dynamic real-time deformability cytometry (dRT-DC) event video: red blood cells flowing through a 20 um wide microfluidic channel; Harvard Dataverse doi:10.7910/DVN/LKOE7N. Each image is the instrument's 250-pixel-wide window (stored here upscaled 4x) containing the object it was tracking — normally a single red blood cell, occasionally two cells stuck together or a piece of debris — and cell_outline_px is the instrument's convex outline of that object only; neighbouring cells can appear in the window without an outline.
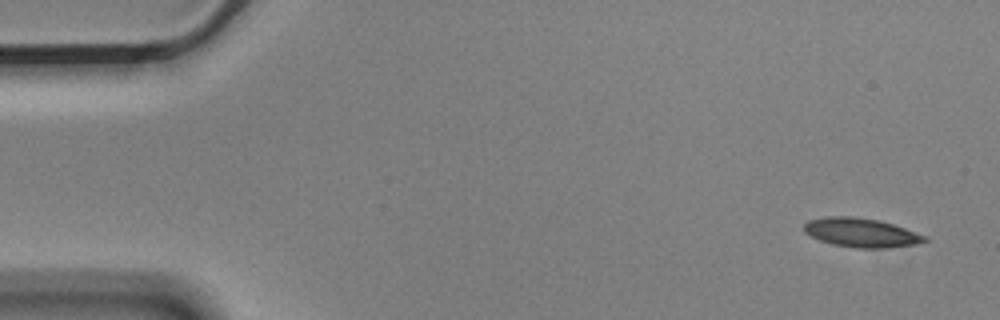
{"species": "Egyptian fruit bat (a non-hibernating species)", "species_latin": "Rousettus aegyptiacus", "temperature_condition": "cold", "stored_images_in_passage": 6, "camera_frame_rate_fps": 3000, "um_per_image_px": 0.085, "animal": {"sex": "male"}, "frame": {"image": 1, "passage_image": 1, "time_ms": 0.0, "image_size_px": [1000, 320], "cell_outline_px": [[928, 240], [916, 244], [888, 248], [856, 248], [832, 244], [820, 240], [804, 232], [804, 224], [808, 220], [828, 216], [852, 216], [880, 220], [928, 236]], "centroid_in_image_um": [73.21, 19.77], "position_along_channel_um": 11.8, "area_um2": 20.46}}
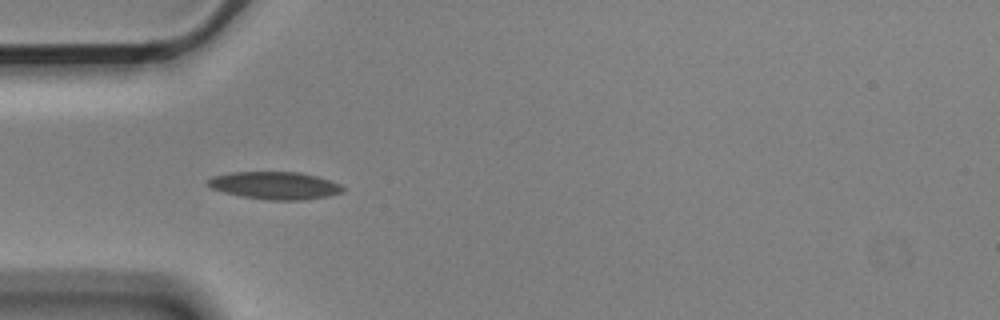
{"frame": {"image": 2, "passage_image": 5, "time_ms": 1.333, "image_size_px": [1000, 320], "cell_outline_px": [[344, 192], [328, 196], [304, 200], [268, 200], [240, 196], [224, 192], [212, 188], [208, 184], [208, 180], [212, 176], [232, 172], [300, 172], [316, 176], [340, 184], [344, 188]], "centroid_in_image_um": [23.38, 15.77], "position_along_channel_um": 61.6, "area_um2": 21.62}}
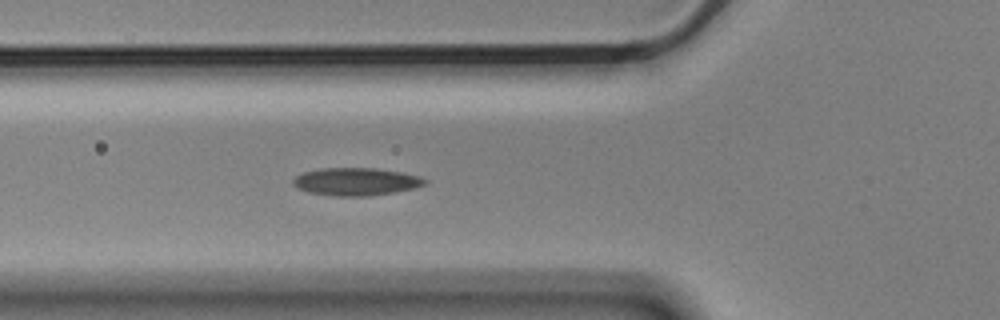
{"frame": {"image": 3, "passage_image": 6, "time_ms": 1.667, "image_size_px": [1000, 320], "cell_outline_px": [[428, 180], [424, 184], [416, 188], [396, 192], [368, 196], [332, 196], [308, 192], [292, 184], [292, 180], [296, 176], [304, 172], [320, 168], [376, 168], [404, 172], [420, 176]], "centroid_in_image_um": [30.29, 15.44], "position_along_channel_um": 95.5, "area_um2": 21.44}}